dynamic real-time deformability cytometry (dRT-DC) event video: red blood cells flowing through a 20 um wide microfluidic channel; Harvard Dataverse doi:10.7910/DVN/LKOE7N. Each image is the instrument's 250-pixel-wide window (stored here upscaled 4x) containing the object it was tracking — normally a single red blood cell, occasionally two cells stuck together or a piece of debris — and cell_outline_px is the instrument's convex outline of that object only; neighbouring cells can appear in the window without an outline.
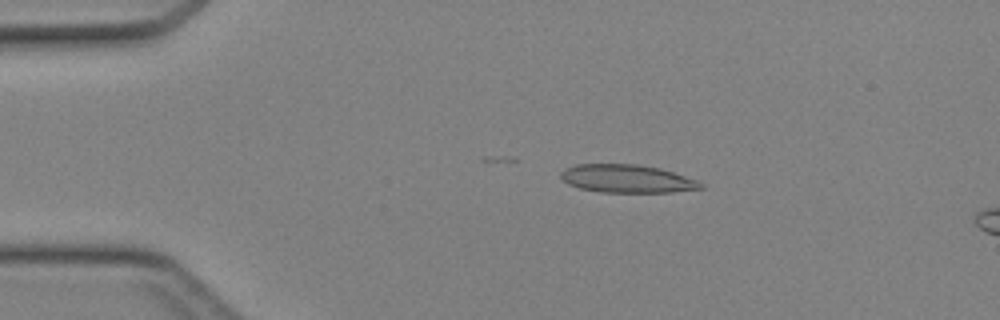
{"species": "Egyptian fruit bat (a non-hibernating species)", "species_latin": "Rousettus aegyptiacus", "temperature_condition": "cold", "stored_images_in_passage": 45, "camera_frame_rate_fps": 3000, "um_per_image_px": 0.085, "animal": {"sex": "female"}, "frame": {"image": 1, "passage_image": 9, "time_ms": 2.667, "image_size_px": [1000, 320], "cell_outline_px": [[704, 188], [672, 192], [600, 192], [580, 188], [568, 184], [560, 176], [560, 172], [564, 168], [576, 164], [636, 164], [660, 168], [696, 180], [704, 184]], "centroid_in_image_um": [53.27, 15.19], "position_along_channel_um": 31.7, "area_um2": 22.83}}
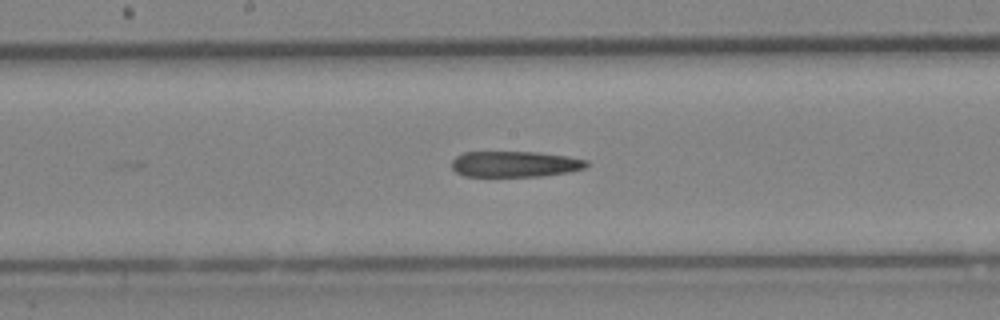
{"frame": {"image": 2, "passage_image": 24, "time_ms": 7.667, "image_size_px": [1000, 320], "cell_outline_px": [[588, 164], [584, 168], [568, 172], [540, 176], [464, 176], [456, 172], [452, 168], [452, 160], [456, 156], [464, 152], [540, 152], [568, 156], [588, 160]], "centroid_in_image_um": [43.77, 13.94], "position_along_channel_um": 204.4, "area_um2": 20.35}}
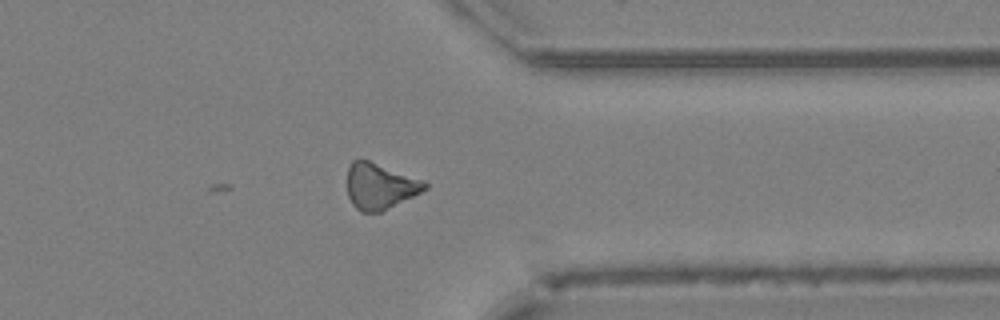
{"frame": {"image": 3, "passage_image": 36, "time_ms": 11.667, "image_size_px": [1000, 320], "cell_outline_px": [[428, 188], [380, 212], [360, 212], [352, 204], [348, 196], [348, 168], [352, 160], [368, 160], [424, 180], [428, 184]], "centroid_in_image_um": [32.28, 15.82], "position_along_channel_um": 379.1, "area_um2": 20.52}}